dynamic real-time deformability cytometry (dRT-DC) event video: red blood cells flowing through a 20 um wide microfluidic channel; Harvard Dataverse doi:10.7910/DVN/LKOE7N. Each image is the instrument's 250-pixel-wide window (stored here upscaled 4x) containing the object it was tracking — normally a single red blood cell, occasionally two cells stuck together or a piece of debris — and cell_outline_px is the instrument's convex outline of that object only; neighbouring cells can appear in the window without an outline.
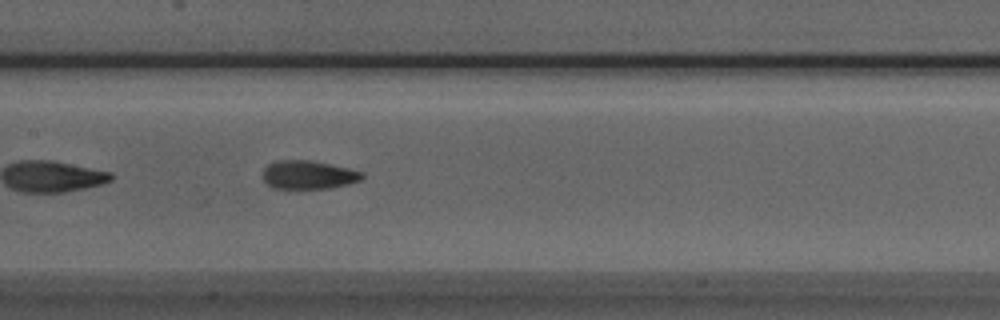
{"species": "Egyptian fruit bat (a non-hibernating species)", "species_latin": "Rousettus aegyptiacus", "temperature_condition": "room temperature", "stored_images_in_passage": 31, "camera_frame_rate_fps": 3000, "um_per_image_px": 0.085, "animal": {"sex": "male"}, "frame": {"image": 1, "passage_image": 13, "time_ms": 4.0, "image_size_px": [1000, 320], "cell_outline_px": [[364, 176], [360, 180], [348, 184], [328, 188], [272, 188], [264, 180], [264, 168], [268, 164], [276, 160], [312, 160], [348, 168], [364, 172]], "centroid_in_image_um": [26.22, 14.85], "position_along_channel_um": 181.2, "area_um2": 16.42}}
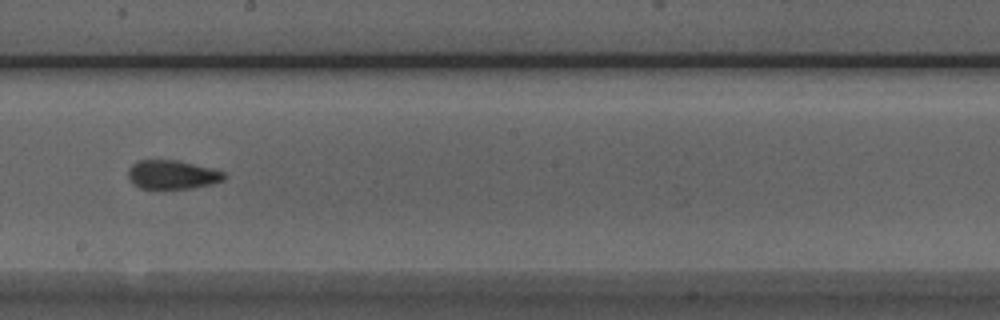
{"frame": {"image": 2, "passage_image": 17, "time_ms": 5.333, "image_size_px": [1000, 320], "cell_outline_px": [[228, 176], [224, 180], [212, 184], [192, 188], [140, 188], [132, 184], [128, 176], [128, 168], [136, 160], [176, 160], [224, 172]], "centroid_in_image_um": [14.61, 14.85], "position_along_channel_um": 233.6, "area_um2": 16.07}, "authors_computed_cell_mechanics": {"area_um2": 16.473, "velocity_mm_per_s": 3.9415, "shape_relaxation_time_tau1_ms": 8.7363, "shape_relaxation_time_tau2_ms": 1.8918, "deformation_change_tau1": 0.1633, "deformation_change_tau2": 0.0811}}